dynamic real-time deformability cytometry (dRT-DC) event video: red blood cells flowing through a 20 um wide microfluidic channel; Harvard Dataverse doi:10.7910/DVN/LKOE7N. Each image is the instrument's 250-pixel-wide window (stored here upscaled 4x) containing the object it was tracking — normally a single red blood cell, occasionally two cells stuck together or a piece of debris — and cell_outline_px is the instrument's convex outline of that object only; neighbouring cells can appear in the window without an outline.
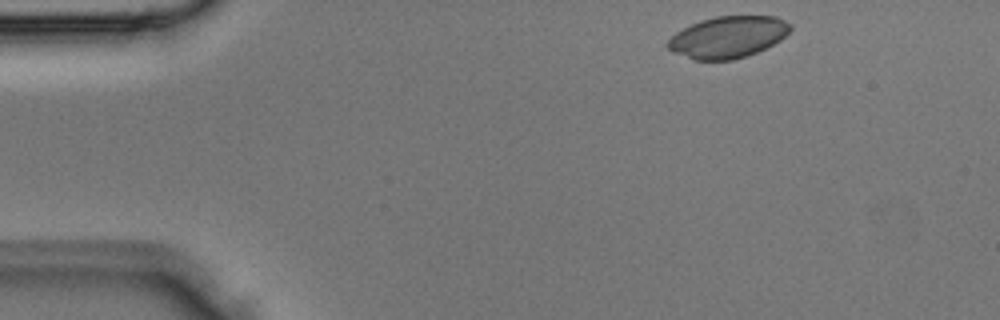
{"species": "Egyptian fruit bat (a non-hibernating species)", "species_latin": "Rousettus aegyptiacus", "temperature_condition": "room temperature", "stored_images_in_passage": 2, "camera_frame_rate_fps": 3000, "um_per_image_px": 0.085, "animal": {"sex": "male"}, "frame": {"image": 1, "passage_image": 1, "time_ms": 0.0, "image_size_px": [1000, 320], "cell_outline_px": [[792, 28], [780, 40], [756, 52], [732, 60], [692, 60], [668, 48], [664, 44], [676, 32], [700, 20], [716, 16], [776, 16], [792, 24]], "centroid_in_image_um": [61.87, 3.14], "position_along_channel_um": 23.1, "area_um2": 29.54}}
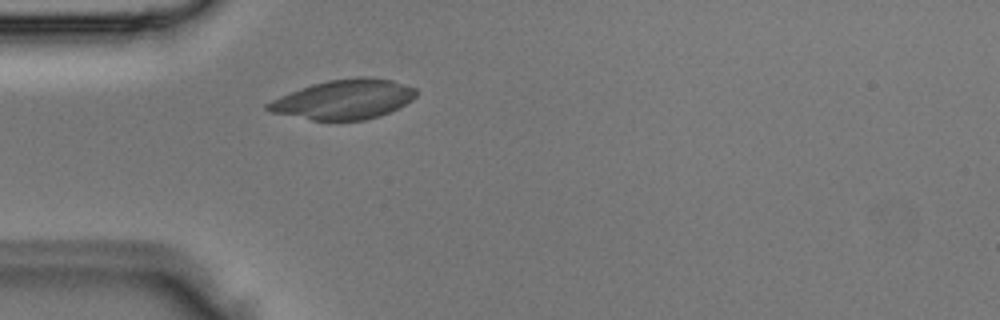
{"frame": {"image": 2, "passage_image": 2, "time_ms": 0.333, "image_size_px": [1000, 320], "cell_outline_px": [[416, 96], [412, 100], [380, 116], [364, 120], [312, 120], [272, 112], [264, 108], [264, 104], [280, 96], [300, 88], [312, 84], [328, 80], [360, 76], [368, 76], [392, 80], [416, 88]], "centroid_in_image_um": [29.22, 8.44], "position_along_channel_um": 55.8, "area_um2": 34.1}}